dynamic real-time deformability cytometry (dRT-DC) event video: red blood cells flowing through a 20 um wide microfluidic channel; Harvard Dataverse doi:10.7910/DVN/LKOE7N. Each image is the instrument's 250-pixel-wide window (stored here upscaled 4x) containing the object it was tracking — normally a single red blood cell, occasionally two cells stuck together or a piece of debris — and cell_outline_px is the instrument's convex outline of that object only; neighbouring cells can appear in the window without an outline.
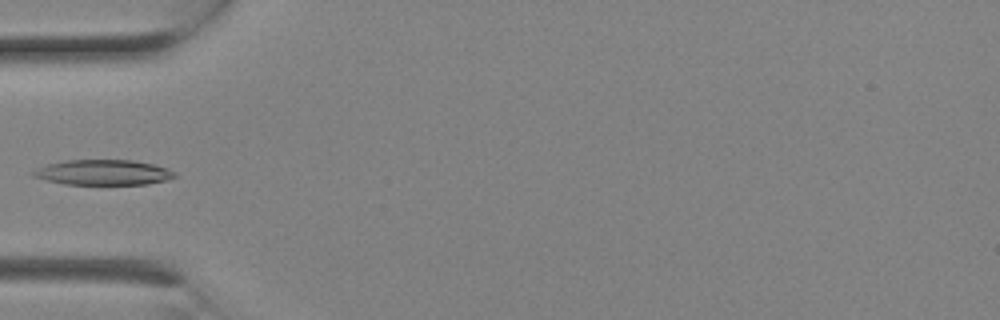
{"species": "Egyptian fruit bat (a non-hibernating species)", "species_latin": "Rousettus aegyptiacus", "temperature_condition": "room temperature", "stored_images_in_passage": 2, "camera_frame_rate_fps": 3000, "um_per_image_px": 0.085, "animal": {"sex": "female"}, "frame": {"image": 1, "passage_image": 2, "time_ms": 0.333, "image_size_px": [1000, 320], "cell_outline_px": [[176, 176], [164, 180], [148, 184], [64, 184], [32, 176], [28, 172], [36, 168], [48, 164], [68, 160], [132, 160], [152, 164], [168, 168], [176, 172]], "centroid_in_image_um": [8.75, 14.65], "position_along_channel_um": 76.3, "area_um2": 20.75}}